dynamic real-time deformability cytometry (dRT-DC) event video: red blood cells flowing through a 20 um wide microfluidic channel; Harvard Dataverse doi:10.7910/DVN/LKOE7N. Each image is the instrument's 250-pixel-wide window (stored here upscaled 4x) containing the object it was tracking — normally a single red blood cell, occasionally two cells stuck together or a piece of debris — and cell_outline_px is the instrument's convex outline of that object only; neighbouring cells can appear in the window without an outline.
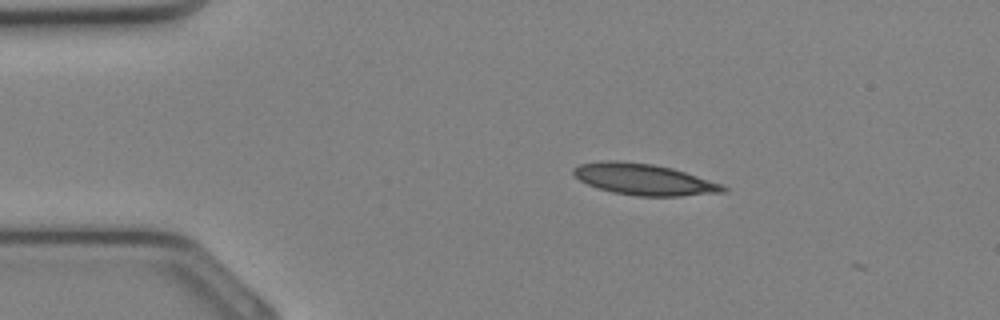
{"species": "Egyptian fruit bat (a non-hibernating species)", "species_latin": "Rousettus aegyptiacus", "temperature_condition": "cold", "stored_images_in_passage": 2, "camera_frame_rate_fps": 3000, "um_per_image_px": 0.085, "animal": {"sex": "female"}, "frame": {"image": 1, "passage_image": 1, "time_ms": 0.0, "image_size_px": [1000, 320], "cell_outline_px": [[728, 188], [724, 192], [680, 196], [636, 196], [612, 192], [588, 184], [580, 180], [572, 172], [572, 168], [580, 164], [600, 160], [620, 160], [652, 164], [672, 168], [720, 184]], "centroid_in_image_um": [54.68, 15.24], "position_along_channel_um": 30.3, "area_um2": 27.05}}